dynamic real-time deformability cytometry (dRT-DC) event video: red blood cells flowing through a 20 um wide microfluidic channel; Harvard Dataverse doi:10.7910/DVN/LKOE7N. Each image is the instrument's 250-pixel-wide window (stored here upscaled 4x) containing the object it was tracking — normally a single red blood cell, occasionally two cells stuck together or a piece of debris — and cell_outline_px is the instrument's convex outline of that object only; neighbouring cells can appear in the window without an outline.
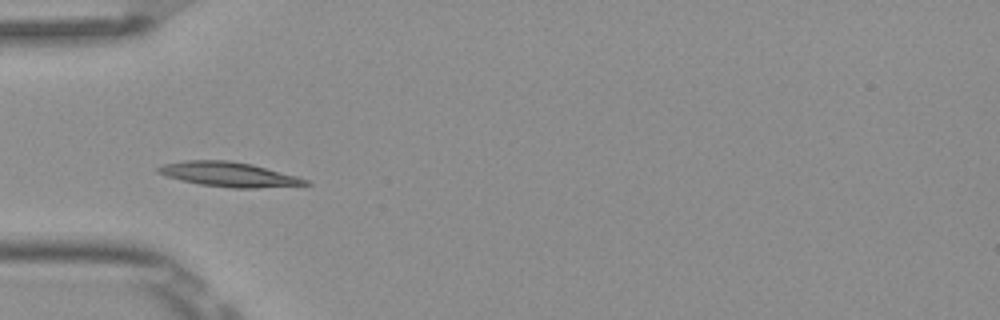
{"species": "Egyptian fruit bat (a non-hibernating species)", "species_latin": "Rousettus aegyptiacus", "temperature_condition": "room temperature", "stored_images_in_passage": 5, "camera_frame_rate_fps": 3000, "um_per_image_px": 0.085, "frame": {"image": 1, "passage_image": 4, "time_ms": 1.0, "image_size_px": [1000, 320], "cell_outline_px": [[312, 184], [256, 188], [232, 188], [200, 184], [168, 176], [156, 172], [156, 168], [164, 164], [184, 160], [228, 160], [252, 164], [296, 176], [308, 180]], "centroid_in_image_um": [19.45, 14.81], "position_along_channel_um": 65.5, "area_um2": 20.87}}
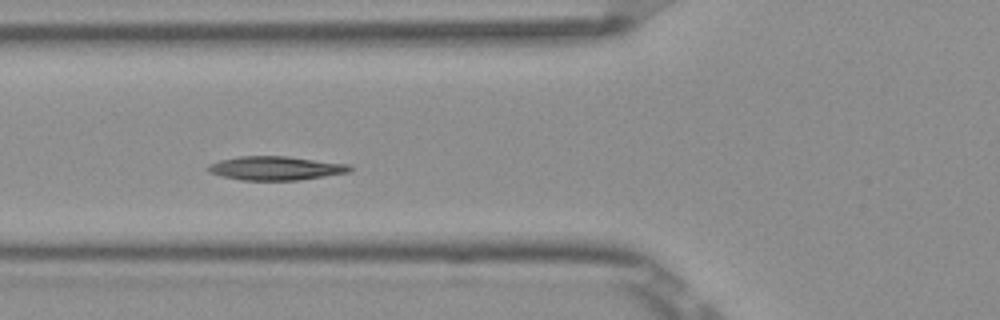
{"frame": {"image": 2, "passage_image": 5, "time_ms": 1.333, "image_size_px": [1000, 320], "cell_outline_px": [[352, 168], [348, 172], [324, 176], [296, 180], [240, 180], [220, 176], [208, 172], [208, 164], [220, 160], [240, 156], [288, 156], [348, 164]], "centroid_in_image_um": [23.38, 14.29], "position_along_channel_um": 102.4, "area_um2": 19.59}}